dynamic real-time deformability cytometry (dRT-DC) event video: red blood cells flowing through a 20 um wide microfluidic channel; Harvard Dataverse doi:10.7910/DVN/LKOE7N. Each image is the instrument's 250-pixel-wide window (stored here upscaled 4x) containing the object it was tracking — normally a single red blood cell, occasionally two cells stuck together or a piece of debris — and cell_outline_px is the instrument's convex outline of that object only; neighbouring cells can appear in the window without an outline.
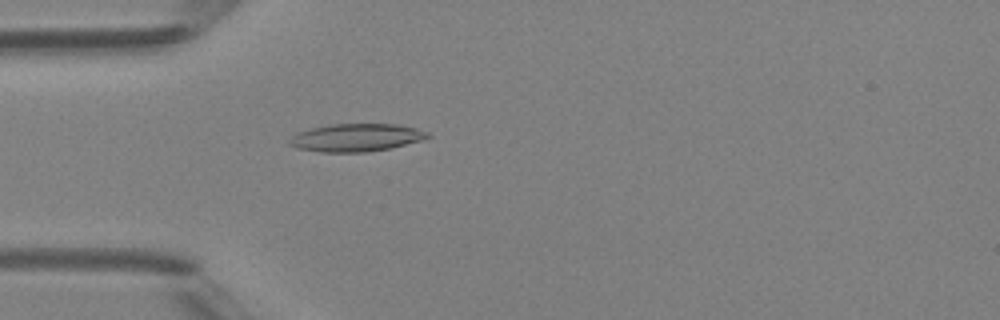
{"species": "Egyptian fruit bat (a non-hibernating species)", "species_latin": "Rousettus aegyptiacus", "temperature_condition": "room temperature", "stored_images_in_passage": 5, "camera_frame_rate_fps": 3000, "um_per_image_px": 0.085, "animal": {"sex": "female"}, "frame": {"image": 1, "passage_image": 5, "time_ms": 4.333, "image_size_px": [1000, 320], "cell_outline_px": [[432, 136], [424, 140], [388, 148], [364, 152], [320, 152], [296, 148], [288, 144], [288, 140], [296, 132], [328, 124], [400, 124], [416, 128], [428, 132]], "centroid_in_image_um": [30.27, 11.69], "position_along_channel_um": 54.7, "area_um2": 22.54}}